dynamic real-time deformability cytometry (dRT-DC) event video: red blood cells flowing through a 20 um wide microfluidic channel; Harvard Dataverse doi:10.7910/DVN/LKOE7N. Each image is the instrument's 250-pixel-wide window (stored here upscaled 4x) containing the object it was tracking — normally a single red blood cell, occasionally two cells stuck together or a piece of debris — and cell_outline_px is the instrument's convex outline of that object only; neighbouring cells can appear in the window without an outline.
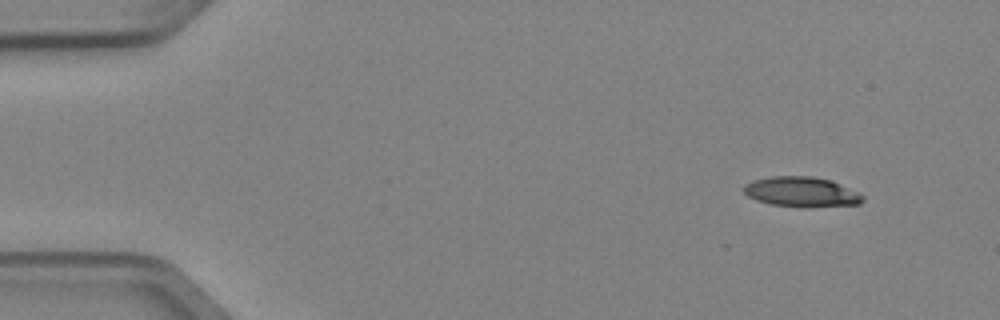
{"species": "Egyptian fruit bat (a non-hibernating species)", "species_latin": "Rousettus aegyptiacus", "temperature_condition": "cold", "stored_images_in_passage": 4, "segment_of_instrument_passage": [2, 2], "camera_frame_rate_fps": 3000, "um_per_image_px": 0.085, "animal": {"sex": "female"}, "frame": {"image": 1, "passage_image": 4, "time_ms": 1.0, "image_size_px": [1000, 320], "cell_outline_px": [[864, 200], [860, 204], [804, 208], [772, 204], [756, 200], [748, 196], [740, 188], [744, 184], [752, 180], [772, 176], [812, 176], [832, 180], [860, 192], [864, 196]], "centroid_in_image_um": [68.14, 16.31], "position_along_channel_um": 16.9, "area_um2": 21.27}}